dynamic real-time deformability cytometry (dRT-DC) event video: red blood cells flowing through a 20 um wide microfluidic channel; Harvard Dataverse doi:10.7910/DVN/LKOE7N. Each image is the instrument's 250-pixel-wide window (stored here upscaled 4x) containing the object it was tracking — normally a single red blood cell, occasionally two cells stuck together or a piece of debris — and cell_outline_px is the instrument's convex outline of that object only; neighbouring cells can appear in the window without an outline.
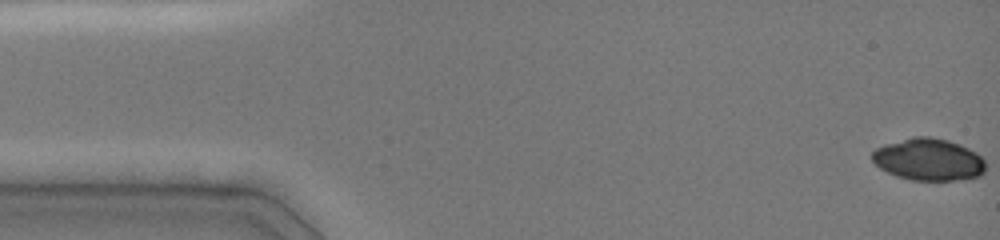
{"species": "common noctule bat (a hibernating species)", "species_latin": "Nyctalus noctula", "temperature_condition": "cold", "stored_images_in_passage": 9, "camera_frame_rate_fps": 3000, "um_per_image_px": 0.085, "animal": {"sex": "female", "body_mass_g": 19.0, "forearm_length_mm": 51.5}, "frame": {"image": 1, "passage_image": 1, "time_ms": 0.0, "image_size_px": [1000, 240], "cell_outline_px": [[984, 172], [980, 176], [956, 180], [912, 180], [896, 176], [880, 168], [872, 160], [872, 152], [876, 148], [884, 144], [912, 136], [928, 136], [948, 140], [960, 144], [976, 152], [984, 160]], "centroid_in_image_um": [78.91, 13.55], "position_along_channel_um": 6.1, "area_um2": 27.86}}
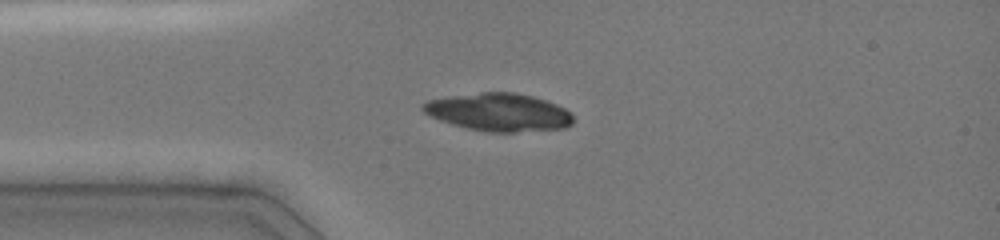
{"frame": {"image": 2, "passage_image": 8, "time_ms": 3.667, "image_size_px": [1000, 240], "cell_outline_px": [[572, 124], [564, 128], [512, 132], [488, 132], [468, 128], [452, 124], [440, 120], [424, 112], [420, 108], [420, 104], [428, 100], [452, 96], [480, 92], [516, 92], [532, 96], [556, 104], [564, 108], [572, 116]], "centroid_in_image_um": [42.37, 9.53], "position_along_channel_um": 42.6, "area_um2": 32.89}}